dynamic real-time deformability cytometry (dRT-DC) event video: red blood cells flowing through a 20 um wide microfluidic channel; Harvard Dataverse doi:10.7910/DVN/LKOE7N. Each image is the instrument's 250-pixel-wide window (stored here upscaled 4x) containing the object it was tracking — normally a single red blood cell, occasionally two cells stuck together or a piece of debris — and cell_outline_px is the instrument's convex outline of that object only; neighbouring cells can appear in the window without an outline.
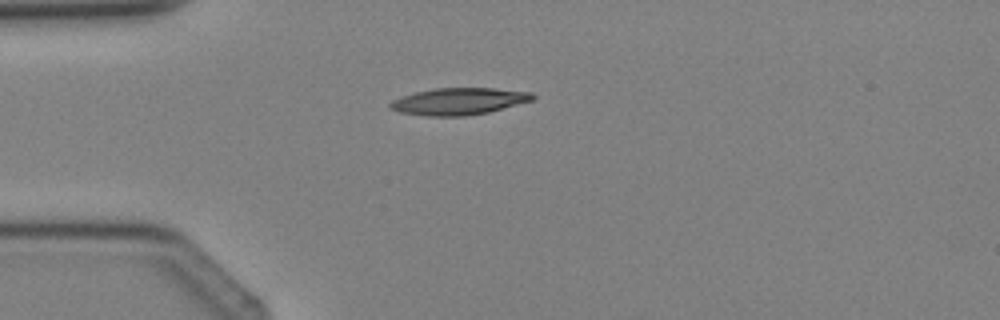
{"species": "Egyptian fruit bat (a non-hibernating species)", "species_latin": "Rousettus aegyptiacus", "temperature_condition": "cold", "stored_images_in_passage": 3, "camera_frame_rate_fps": 3000, "um_per_image_px": 0.085, "animal": {"sex": "female"}, "frame": {"image": 1, "passage_image": 3, "time_ms": 2.667, "image_size_px": [1000, 320], "cell_outline_px": [[536, 96], [532, 100], [488, 112], [464, 116], [424, 116], [400, 112], [388, 108], [388, 104], [392, 100], [416, 92], [436, 88], [496, 88], [532, 92]], "centroid_in_image_um": [38.98, 8.61], "position_along_channel_um": 46.0, "area_um2": 22.25}}